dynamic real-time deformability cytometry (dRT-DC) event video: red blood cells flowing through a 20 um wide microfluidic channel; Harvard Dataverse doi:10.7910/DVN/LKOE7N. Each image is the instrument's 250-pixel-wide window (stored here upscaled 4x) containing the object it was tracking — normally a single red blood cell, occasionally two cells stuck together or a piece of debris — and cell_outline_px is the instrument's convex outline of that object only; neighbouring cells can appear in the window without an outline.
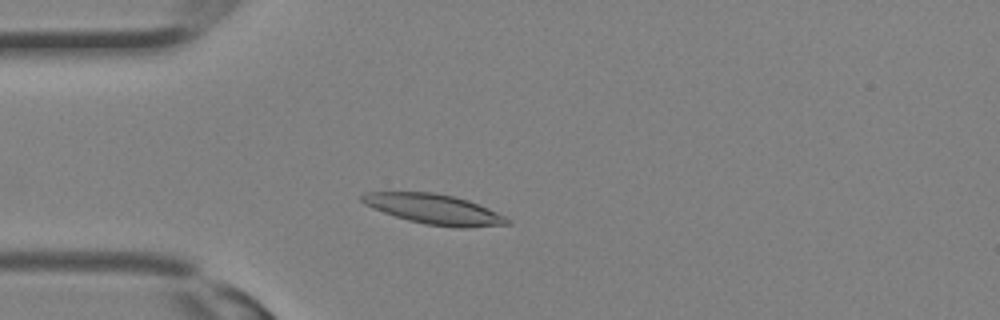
{"species": "Egyptian fruit bat (a non-hibernating species)", "species_latin": "Rousettus aegyptiacus", "temperature_condition": "room temperature", "stored_images_in_passage": 12, "camera_frame_rate_fps": 3000, "um_per_image_px": 0.085, "animal": {"sex": "female"}, "frame": {"image": 1, "passage_image": 7, "time_ms": 2.0, "image_size_px": [1000, 320], "cell_outline_px": [[512, 224], [468, 228], [460, 228], [424, 224], [408, 220], [372, 208], [364, 204], [360, 200], [360, 196], [364, 192], [432, 192], [452, 196], [468, 200], [488, 208], [512, 220]], "centroid_in_image_um": [36.91, 17.79], "position_along_channel_um": 48.1, "area_um2": 25.43}}
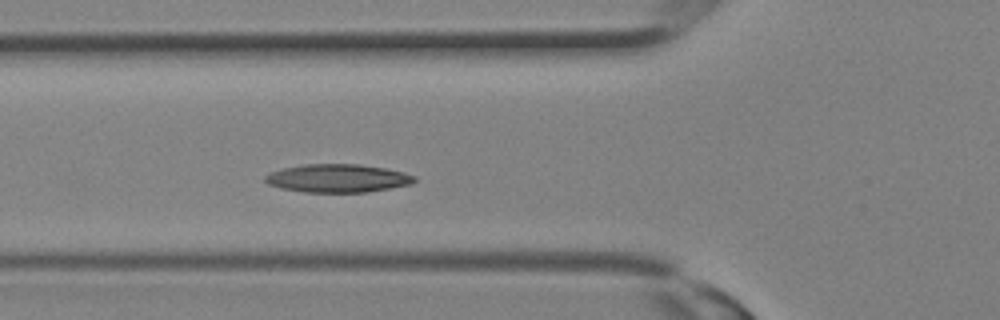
{"frame": {"image": 2, "passage_image": 10, "time_ms": 3.0, "image_size_px": [1000, 320], "cell_outline_px": [[416, 180], [412, 184], [368, 192], [304, 192], [280, 188], [268, 184], [264, 180], [264, 176], [272, 172], [284, 168], [304, 164], [360, 164], [384, 168], [404, 172], [416, 176]], "centroid_in_image_um": [28.72, 15.15], "position_along_channel_um": 97.1, "area_um2": 24.57}}
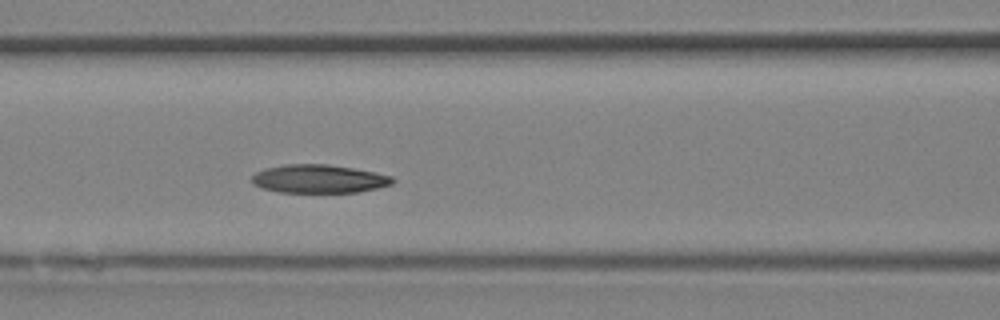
{"frame": {"image": 3, "passage_image": 12, "time_ms": 3.667, "image_size_px": [1000, 320], "cell_outline_px": [[396, 180], [392, 184], [376, 188], [356, 192], [280, 192], [264, 188], [252, 184], [252, 176], [256, 172], [264, 168], [284, 164], [328, 164], [376, 172], [392, 176]], "centroid_in_image_um": [27.11, 15.19], "position_along_channel_um": 139.5, "area_um2": 23.24}}